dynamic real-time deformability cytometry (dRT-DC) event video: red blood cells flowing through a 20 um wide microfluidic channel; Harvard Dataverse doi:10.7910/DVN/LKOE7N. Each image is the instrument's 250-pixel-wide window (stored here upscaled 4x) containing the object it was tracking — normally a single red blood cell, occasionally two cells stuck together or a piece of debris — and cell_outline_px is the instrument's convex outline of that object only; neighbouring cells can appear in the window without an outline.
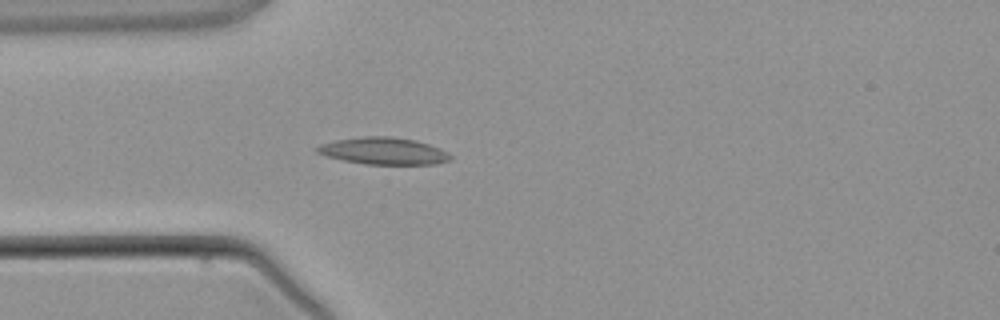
{"species": "common noctule bat (a hibernating species)", "species_latin": "Nyctalus noctula", "temperature_condition": "warm", "stored_images_in_passage": 5, "camera_frame_rate_fps": 3000, "um_per_image_px": 0.085, "animal": {"sex": "male", "body_mass_g": 21.5, "forearm_length_mm": 52.0}, "frame": {"image": 1, "passage_image": 5, "time_ms": 5.0, "image_size_px": [1000, 320], "cell_outline_px": [[452, 156], [448, 160], [436, 164], [364, 164], [344, 160], [328, 156], [316, 152], [316, 148], [320, 144], [336, 140], [364, 136], [392, 136], [416, 140], [440, 148], [448, 152]], "centroid_in_image_um": [32.62, 12.82], "position_along_channel_um": 52.4, "area_um2": 20.87}}